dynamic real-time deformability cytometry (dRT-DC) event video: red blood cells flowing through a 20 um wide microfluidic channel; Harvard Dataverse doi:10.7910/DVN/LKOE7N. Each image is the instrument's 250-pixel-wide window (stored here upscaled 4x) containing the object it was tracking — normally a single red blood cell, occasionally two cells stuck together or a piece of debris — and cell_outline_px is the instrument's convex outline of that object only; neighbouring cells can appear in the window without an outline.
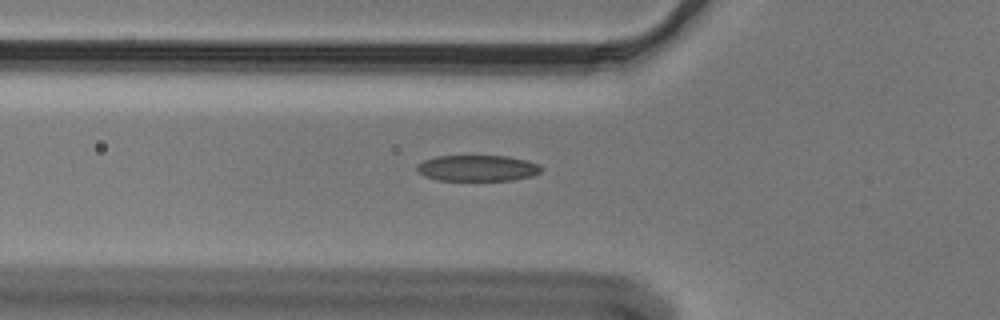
{"species": "Egyptian fruit bat (a non-hibernating species)", "species_latin": "Rousettus aegyptiacus", "temperature_condition": "cold", "stored_images_in_passage": 38, "camera_frame_rate_fps": 3000, "um_per_image_px": 0.085, "animal": {"sex": "male"}, "frame": {"image": 1, "passage_image": 2, "time_ms": 0.333, "image_size_px": [1000, 320], "cell_outline_px": [[540, 172], [532, 176], [512, 180], [436, 180], [424, 176], [416, 172], [416, 164], [424, 160], [436, 156], [508, 156], [540, 164]], "centroid_in_image_um": [40.52, 14.29], "position_along_channel_um": 85.3, "area_um2": 18.9}}
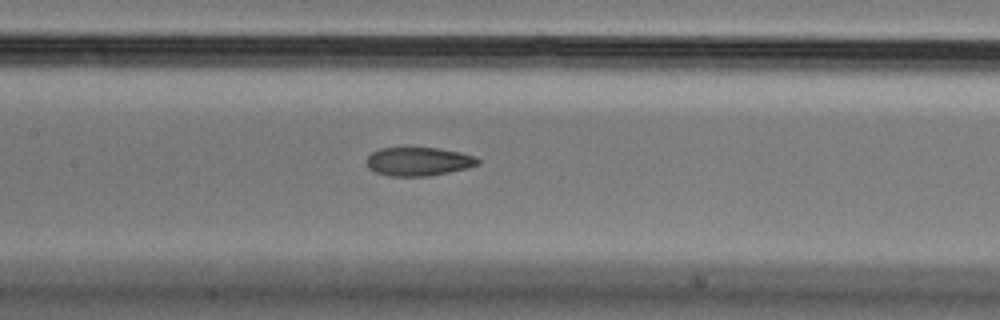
{"frame": {"image": 2, "passage_image": 9, "time_ms": 2.667, "image_size_px": [1000, 320], "cell_outline_px": [[480, 164], [468, 168], [428, 176], [388, 176], [376, 172], [368, 168], [368, 156], [372, 152], [380, 148], [440, 148], [460, 152], [476, 156], [480, 160]], "centroid_in_image_um": [35.61, 13.73], "position_along_channel_um": 171.8, "area_um2": 18.55}}
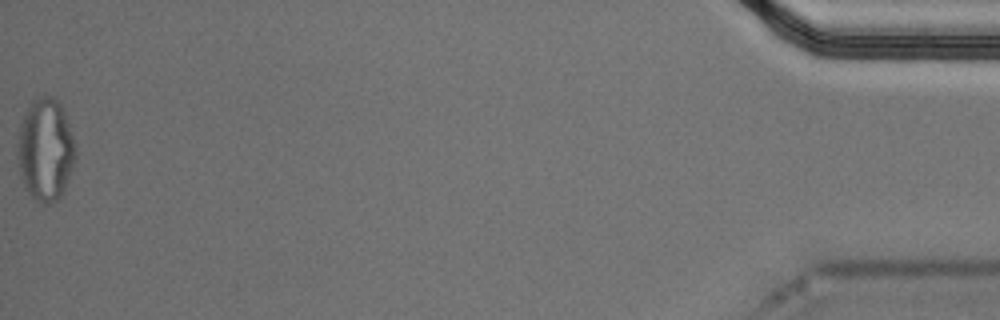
{"frame": {"image": 3, "passage_image": 38, "time_ms": 12.333, "image_size_px": [1000, 320], "cell_outline_px": [[76, 160], [64, 192], [56, 200], [48, 204], [44, 204], [36, 200], [24, 188], [20, 176], [16, 156], [16, 144], [20, 124], [32, 100], [40, 96], [52, 96], [60, 104], [64, 112], [76, 144]], "centroid_in_image_um": [3.86, 12.75], "position_along_channel_um": 431.3, "area_um2": 35.14}}